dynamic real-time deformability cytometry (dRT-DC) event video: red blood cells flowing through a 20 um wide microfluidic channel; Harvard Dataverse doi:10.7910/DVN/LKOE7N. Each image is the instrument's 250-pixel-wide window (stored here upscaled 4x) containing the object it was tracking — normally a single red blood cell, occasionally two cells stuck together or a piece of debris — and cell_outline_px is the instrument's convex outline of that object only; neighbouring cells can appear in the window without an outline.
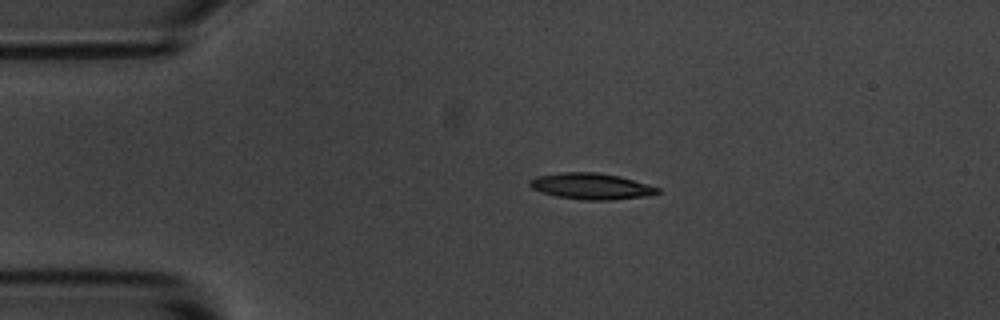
{"species": "common noctule bat (a hibernating species)", "species_latin": "Nyctalus noctula", "temperature_condition": "room temperature", "stored_images_in_passage": 3, "camera_frame_rate_fps": 3000, "um_per_image_px": 0.085, "animal": {"sex": "male", "body_mass_g": 20.1, "forearm_length_mm": 53.5}, "frame": {"image": 1, "passage_image": 2, "time_ms": 1.333, "image_size_px": [1000, 320], "cell_outline_px": [[660, 192], [648, 196], [612, 200], [584, 200], [556, 196], [540, 192], [532, 188], [528, 184], [528, 180], [536, 176], [560, 172], [596, 172], [620, 176], [660, 188]], "centroid_in_image_um": [50.22, 15.83], "position_along_channel_um": 34.8, "area_um2": 19.65}}